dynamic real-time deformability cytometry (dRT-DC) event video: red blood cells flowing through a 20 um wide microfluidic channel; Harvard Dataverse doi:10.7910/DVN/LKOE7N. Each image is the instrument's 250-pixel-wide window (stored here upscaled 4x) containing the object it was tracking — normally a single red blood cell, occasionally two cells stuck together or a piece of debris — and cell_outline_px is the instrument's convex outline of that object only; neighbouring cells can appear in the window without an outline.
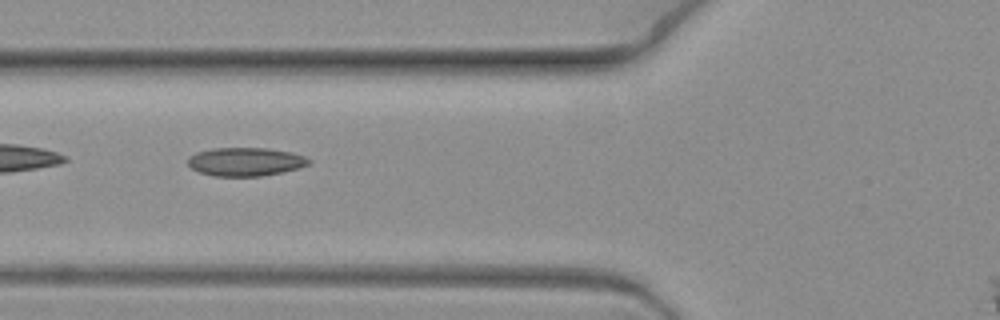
{"species": "common noctule bat (a hibernating species)", "species_latin": "Nyctalus noctula", "temperature_condition": "warm", "stored_images_in_passage": 6, "camera_frame_rate_fps": 3000, "um_per_image_px": 0.085, "animal": {"sex": "female", "body_mass_g": 19.3, "forearm_length_mm": 54.1}, "frame": {"image": 1, "passage_image": 2, "time_ms": 0.333, "image_size_px": [1000, 320], "cell_outline_px": [[312, 160], [308, 164], [300, 168], [260, 176], [216, 176], [200, 172], [192, 168], [188, 164], [188, 160], [196, 152], [212, 148], [268, 148], [292, 152], [304, 156]], "centroid_in_image_um": [20.89, 13.74], "position_along_channel_um": 104.9, "area_um2": 19.94}}
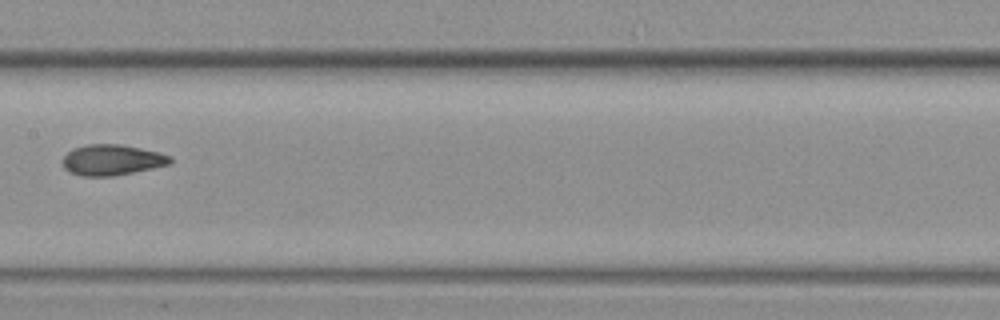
{"frame": {"image": 2, "passage_image": 4, "time_ms": 1.0, "image_size_px": [1000, 320], "cell_outline_px": [[172, 164], [112, 176], [80, 176], [68, 172], [64, 168], [64, 156], [72, 148], [88, 144], [120, 144], [160, 152], [172, 156]], "centroid_in_image_um": [9.53, 13.59], "position_along_channel_um": 197.9, "area_um2": 19.31}}
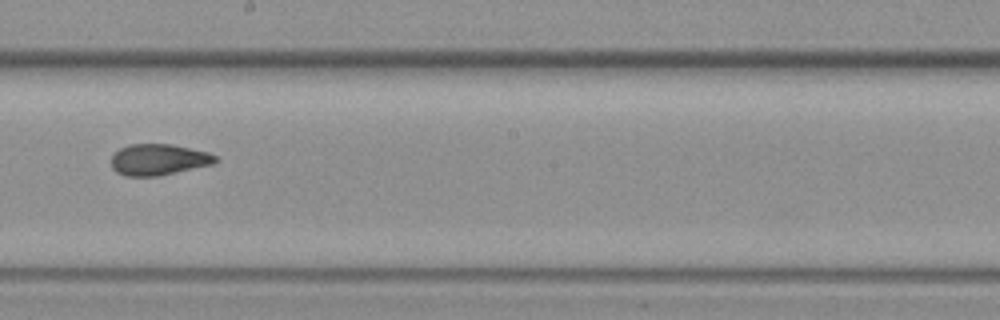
{"frame": {"image": 3, "passage_image": 5, "time_ms": 1.333, "image_size_px": [1000, 320], "cell_outline_px": [[216, 160], [212, 164], [160, 176], [124, 176], [116, 172], [112, 168], [112, 156], [120, 148], [128, 144], [172, 144], [208, 152], [216, 156]], "centroid_in_image_um": [13.45, 13.57], "position_along_channel_um": 234.8, "area_um2": 18.9}}